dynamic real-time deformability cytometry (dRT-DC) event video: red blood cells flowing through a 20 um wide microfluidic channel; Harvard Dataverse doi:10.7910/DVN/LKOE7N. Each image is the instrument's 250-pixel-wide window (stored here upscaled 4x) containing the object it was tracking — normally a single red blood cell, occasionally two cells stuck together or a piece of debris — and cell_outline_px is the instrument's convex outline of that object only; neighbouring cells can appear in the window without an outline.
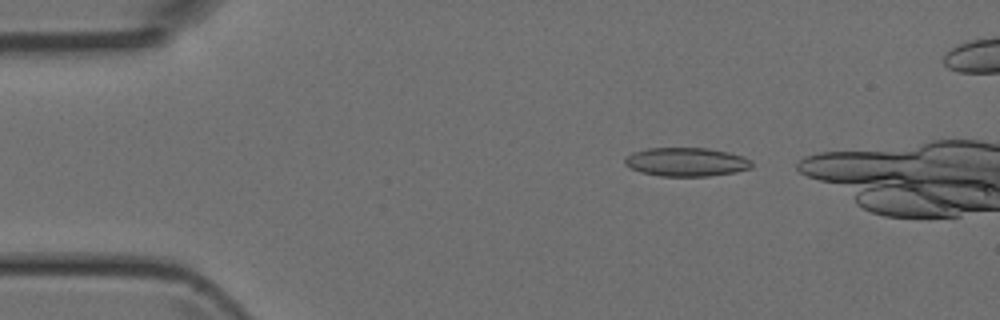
{"species": "Egyptian fruit bat (a non-hibernating species)", "species_latin": "Rousettus aegyptiacus", "temperature_condition": "room temperature", "stored_images_in_passage": 35, "camera_frame_rate_fps": 3000, "um_per_image_px": 0.085, "animal": {"sex": "female"}, "frame": {"image": 1, "passage_image": 4, "time_ms": 1.0, "image_size_px": [1000, 320], "cell_outline_px": [[752, 168], [736, 172], [708, 176], [660, 176], [640, 172], [624, 164], [624, 156], [632, 152], [648, 148], [708, 148], [728, 152], [744, 156], [752, 160]], "centroid_in_image_um": [58.34, 13.76], "position_along_channel_um": 26.7, "area_um2": 21.44}}
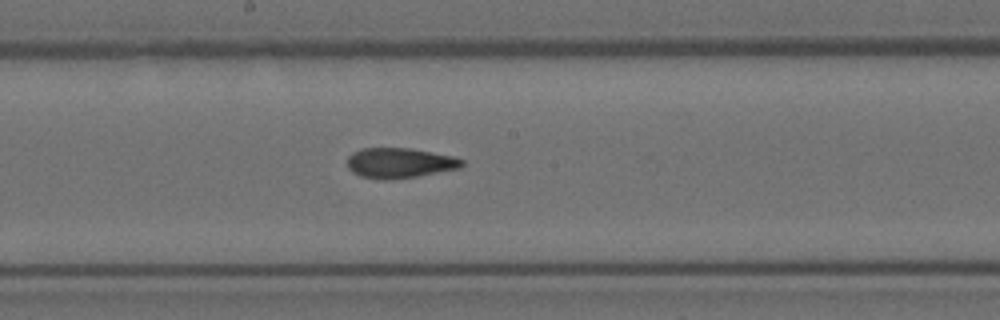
{"frame": {"image": 2, "passage_image": 21, "time_ms": 6.667, "image_size_px": [1000, 320], "cell_outline_px": [[464, 164], [460, 168], [416, 176], [384, 180], [380, 180], [360, 176], [352, 172], [348, 168], [348, 156], [352, 152], [360, 148], [412, 148], [456, 156], [464, 160]], "centroid_in_image_um": [33.97, 13.84], "position_along_channel_um": 214.2, "area_um2": 20.35}}
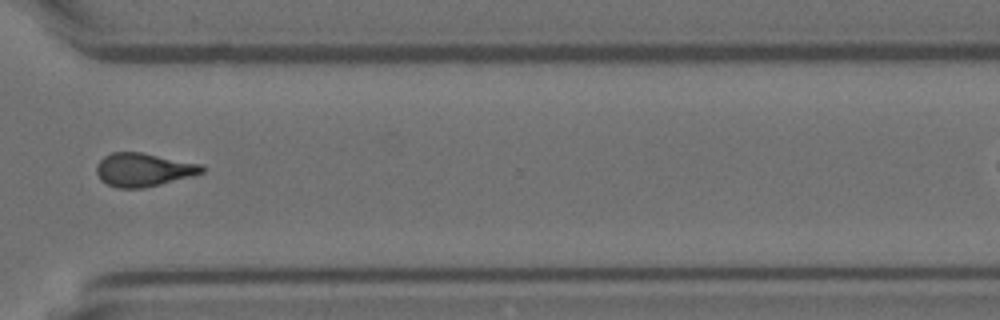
{"frame": {"image": 3, "passage_image": 31, "time_ms": 10.0, "image_size_px": [1000, 320], "cell_outline_px": [[204, 172], [192, 176], [144, 188], [116, 188], [100, 180], [96, 172], [96, 164], [104, 156], [112, 152], [140, 152], [204, 164]], "centroid_in_image_um": [12.19, 14.42], "position_along_channel_um": 358.4, "area_um2": 20.63}}